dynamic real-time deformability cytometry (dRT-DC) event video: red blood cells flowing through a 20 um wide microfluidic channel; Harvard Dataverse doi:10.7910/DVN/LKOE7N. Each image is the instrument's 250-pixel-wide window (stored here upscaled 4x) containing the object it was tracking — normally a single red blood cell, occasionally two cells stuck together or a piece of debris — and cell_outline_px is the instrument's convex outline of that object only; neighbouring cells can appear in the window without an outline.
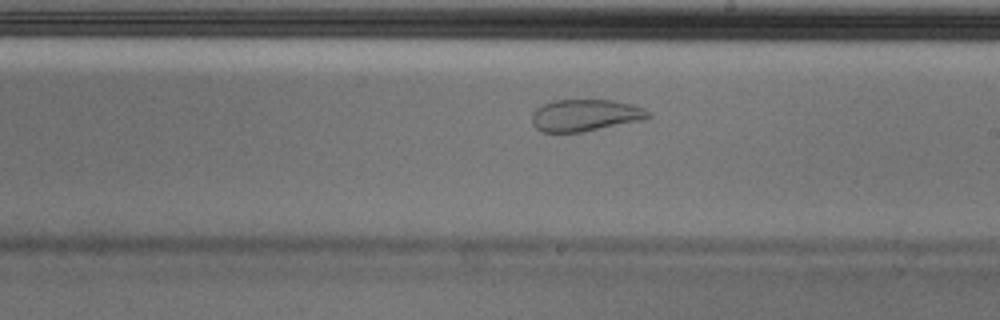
{"species": "Egyptian fruit bat (a non-hibernating species)", "species_latin": "Rousettus aegyptiacus", "temperature_condition": "cold", "stored_images_in_passage": 54, "camera_frame_rate_fps": 3000, "um_per_image_px": 0.085, "animal": {"sex": "male"}, "frame": {"image": 1, "passage_image": 31, "time_ms": 10.0, "image_size_px": [1000, 320], "cell_outline_px": [[652, 116], [644, 120], [580, 132], [544, 132], [536, 128], [532, 124], [532, 112], [536, 108], [544, 104], [556, 100], [612, 100], [632, 104], [644, 108], [652, 112]], "centroid_in_image_um": [49.78, 9.79], "position_along_channel_um": 239.2, "area_um2": 21.68}, "authors_computed_cell_mechanics": {"area_um2": 29.8826, "velocity_mm_per_s": 3.6596, "shape_relaxation_time_tau1_ms": null, "shape_relaxation_time_tau2_ms": 0.8614, "deformation_change_tau1": null, "deformation_change_tau2": 0.0598}}